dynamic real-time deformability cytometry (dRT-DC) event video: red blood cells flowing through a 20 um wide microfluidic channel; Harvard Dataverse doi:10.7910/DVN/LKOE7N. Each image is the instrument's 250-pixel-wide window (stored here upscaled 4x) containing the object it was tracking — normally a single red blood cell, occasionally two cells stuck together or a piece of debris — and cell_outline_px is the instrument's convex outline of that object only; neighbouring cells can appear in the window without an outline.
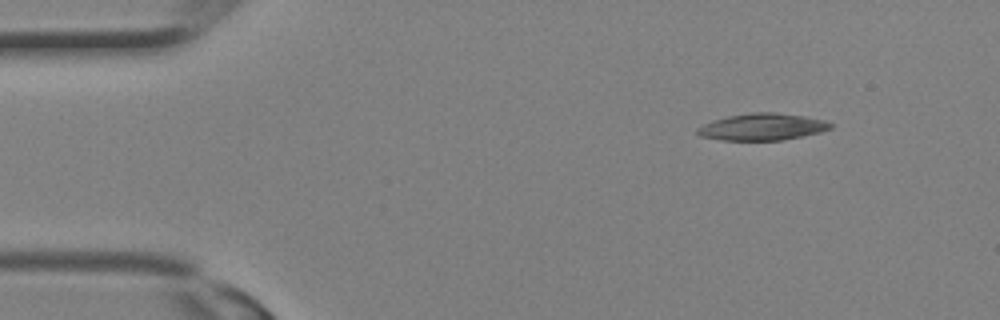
{"species": "Egyptian fruit bat (a non-hibernating species)", "species_latin": "Rousettus aegyptiacus", "temperature_condition": "room temperature", "stored_images_in_passage": 28, "camera_frame_rate_fps": 3000, "um_per_image_px": 0.085, "animal": {"sex": "female"}, "frame": {"image": 1, "passage_image": 1, "time_ms": 0.0, "image_size_px": [1000, 320], "cell_outline_px": [[832, 128], [820, 132], [784, 140], [720, 140], [700, 136], [696, 132], [696, 128], [712, 120], [728, 116], [752, 112], [772, 112], [804, 116], [824, 120], [832, 124]], "centroid_in_image_um": [64.77, 10.78], "position_along_channel_um": 20.2, "area_um2": 20.81}}
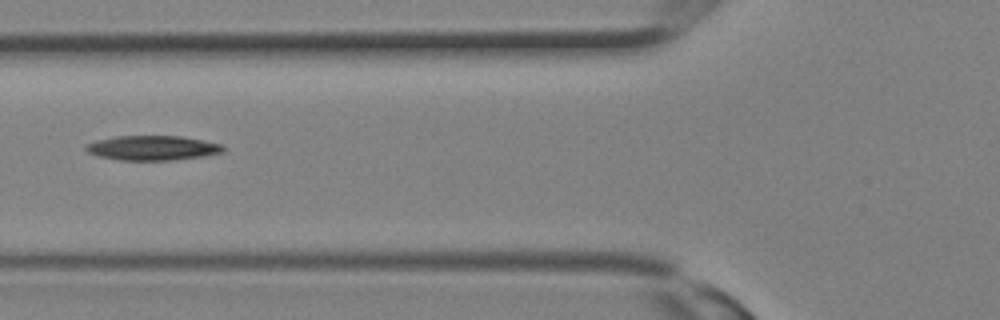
{"frame": {"image": 2, "passage_image": 9, "time_ms": 2.667, "image_size_px": [1000, 320], "cell_outline_px": [[224, 152], [204, 156], [176, 160], [120, 160], [100, 156], [88, 152], [84, 148], [84, 144], [96, 140], [116, 136], [180, 136], [224, 144]], "centroid_in_image_um": [12.98, 12.57], "position_along_channel_um": 112.8, "area_um2": 19.83}}
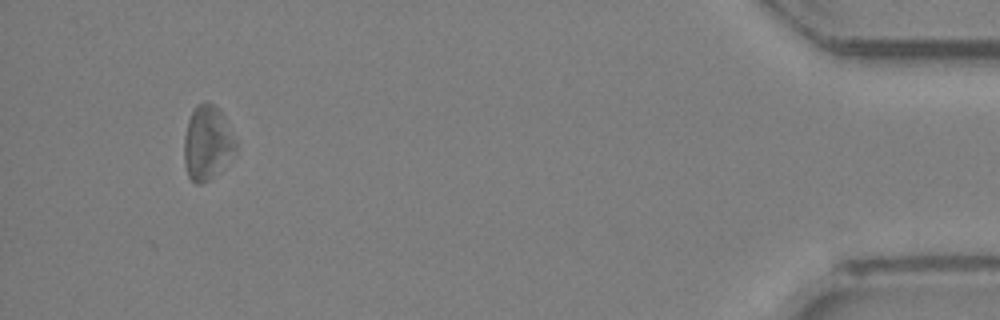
{"frame": {"image": 3, "passage_image": 26, "time_ms": 8.333, "image_size_px": [1000, 320], "cell_outline_px": [[236, 148], [212, 176], [208, 180], [200, 184], [196, 184], [188, 176], [184, 164], [184, 136], [188, 120], [196, 104], [204, 100], [208, 100], [224, 116], [236, 140]], "centroid_in_image_um": [17.57, 12.09], "position_along_channel_um": 417.6, "area_um2": 21.85}}